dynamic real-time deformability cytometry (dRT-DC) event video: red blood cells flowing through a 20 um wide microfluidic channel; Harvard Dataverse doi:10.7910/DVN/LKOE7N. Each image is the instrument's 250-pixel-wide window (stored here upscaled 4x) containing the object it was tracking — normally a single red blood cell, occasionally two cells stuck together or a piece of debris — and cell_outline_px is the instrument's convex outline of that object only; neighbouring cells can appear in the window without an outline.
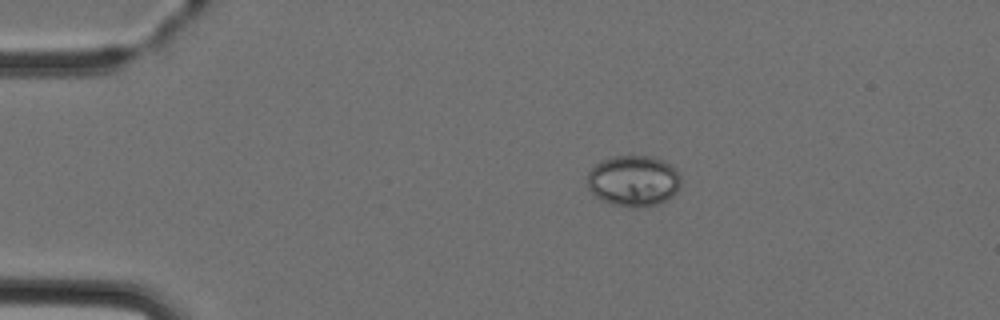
{"species": "Egyptian fruit bat (a non-hibernating species)", "species_latin": "Rousettus aegyptiacus", "temperature_condition": "cold", "stored_images_in_passage": 5, "camera_frame_rate_fps": 3000, "um_per_image_px": 0.085, "animal": {"sex": "female"}, "frame": {"image": 1, "passage_image": 3, "time_ms": 2.667, "image_size_px": [1000, 320], "cell_outline_px": [[680, 184], [676, 192], [672, 196], [656, 204], [636, 208], [632, 208], [612, 204], [600, 200], [588, 188], [588, 172], [600, 160], [616, 156], [652, 156], [664, 160], [676, 168], [680, 172]], "centroid_in_image_um": [53.85, 15.36], "position_along_channel_um": 31.1, "area_um2": 27.98}}